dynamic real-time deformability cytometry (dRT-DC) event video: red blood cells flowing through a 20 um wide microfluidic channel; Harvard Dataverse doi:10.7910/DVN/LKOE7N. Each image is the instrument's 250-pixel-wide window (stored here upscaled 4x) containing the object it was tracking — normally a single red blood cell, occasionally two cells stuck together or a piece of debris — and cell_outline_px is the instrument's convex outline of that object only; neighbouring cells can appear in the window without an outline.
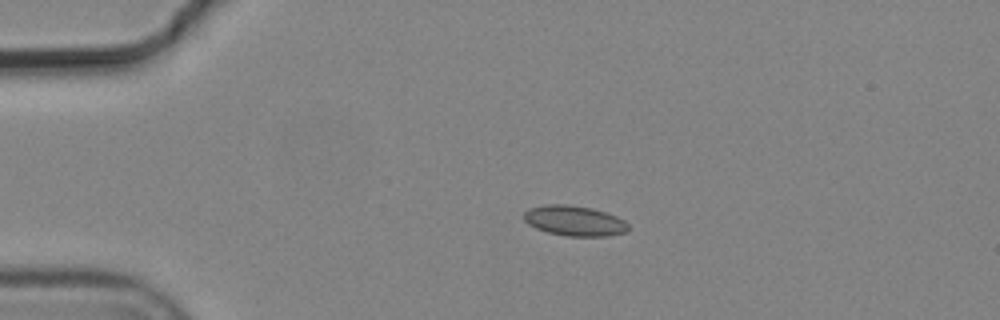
{"species": "common noctule bat (a hibernating species)", "species_latin": "Nyctalus noctula", "temperature_condition": "cold", "stored_images_in_passage": 6, "camera_frame_rate_fps": 3000, "um_per_image_px": 0.085, "animal": {"sex": "male", "body_mass_g": 19.2, "forearm_length_mm": 51.8}, "frame": {"image": 1, "passage_image": 3, "time_ms": 0.667, "image_size_px": [1000, 320], "cell_outline_px": [[628, 232], [608, 236], [568, 236], [548, 232], [536, 228], [528, 224], [524, 220], [524, 212], [528, 208], [544, 204], [564, 204], [592, 208], [616, 216], [624, 220], [628, 224]], "centroid_in_image_um": [48.82, 18.76], "position_along_channel_um": 36.2, "area_um2": 18.44}}
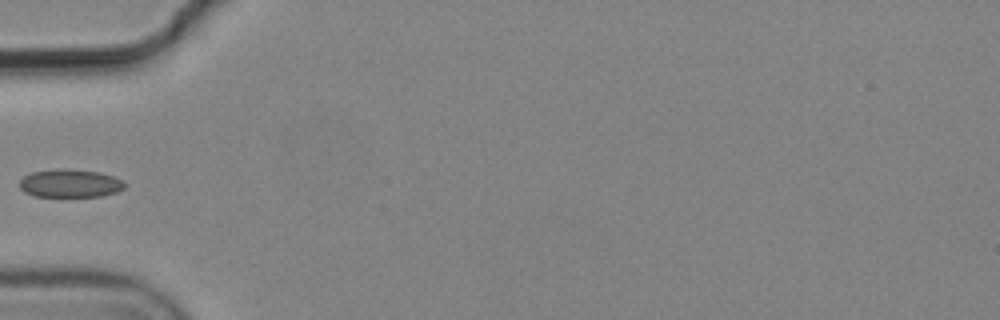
{"frame": {"image": 2, "passage_image": 5, "time_ms": 1.333, "image_size_px": [1000, 320], "cell_outline_px": [[124, 188], [116, 192], [100, 196], [32, 196], [24, 192], [20, 188], [20, 180], [24, 176], [32, 172], [56, 168], [60, 168], [100, 172], [112, 176], [120, 180], [124, 184]], "centroid_in_image_um": [5.91, 15.58], "position_along_channel_um": 79.1, "area_um2": 17.11}}
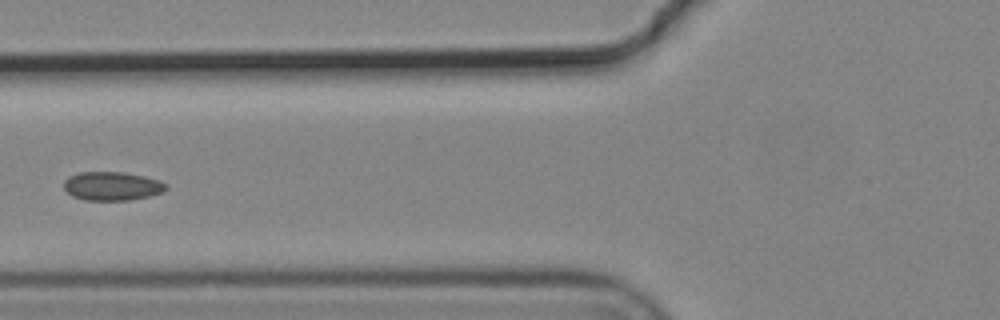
{"frame": {"image": 3, "passage_image": 6, "time_ms": 1.667, "image_size_px": [1000, 320], "cell_outline_px": [[168, 188], [164, 192], [132, 200], [84, 200], [72, 196], [64, 188], [64, 180], [68, 176], [80, 172], [124, 172], [144, 176], [160, 180], [168, 184]], "centroid_in_image_um": [9.55, 15.81], "position_along_channel_um": 116.2, "area_um2": 17.28}}